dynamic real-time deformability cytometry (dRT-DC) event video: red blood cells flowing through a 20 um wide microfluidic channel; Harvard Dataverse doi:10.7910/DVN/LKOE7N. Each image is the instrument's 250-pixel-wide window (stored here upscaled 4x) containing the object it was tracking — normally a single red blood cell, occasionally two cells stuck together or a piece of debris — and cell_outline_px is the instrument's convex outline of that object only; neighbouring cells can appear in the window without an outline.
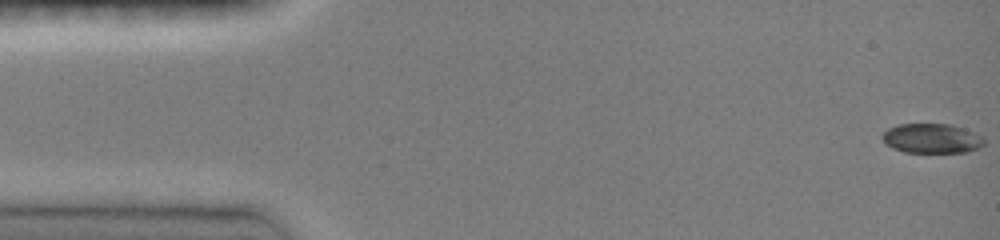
{"species": "common noctule bat (a hibernating species)", "species_latin": "Nyctalus noctula", "temperature_condition": "room temperature", "stored_images_in_passage": 47, "camera_frame_rate_fps": 3000, "um_per_image_px": 0.085, "animal": {"sex": "female", "body_mass_g": 19.0, "forearm_length_mm": 51.5}, "frame": {"image": 1, "passage_image": 1, "time_ms": 0.0, "image_size_px": [1000, 240], "cell_outline_px": [[984, 144], [980, 148], [964, 152], [904, 152], [892, 148], [884, 144], [884, 132], [888, 128], [896, 124], [952, 124], [964, 128], [980, 136], [984, 140]], "centroid_in_image_um": [79.19, 11.76], "position_along_channel_um": 5.8, "area_um2": 17.51}}
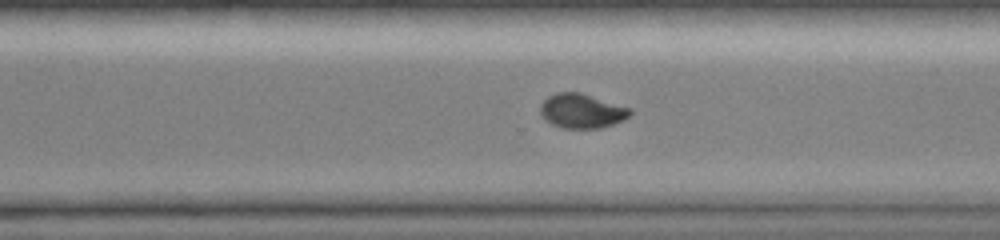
{"frame": {"image": 2, "passage_image": 33, "time_ms": 10.667, "image_size_px": [1000, 240], "cell_outline_px": [[632, 112], [624, 120], [600, 128], [564, 128], [552, 124], [540, 112], [540, 104], [548, 96], [556, 92], [580, 92], [632, 108]], "centroid_in_image_um": [49.47, 9.42], "position_along_channel_um": 321.1, "area_um2": 17.92}}
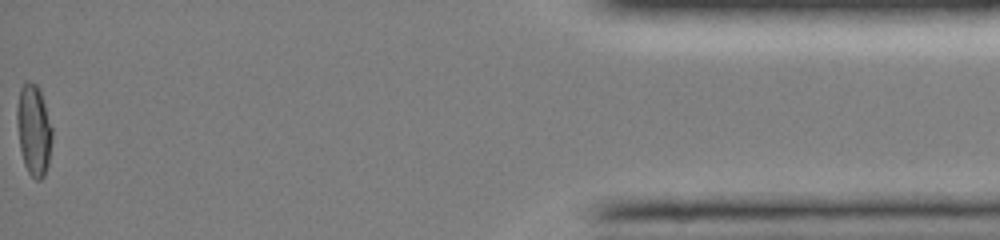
{"frame": {"image": 3, "passage_image": 47, "time_ms": 15.333, "image_size_px": [1000, 240], "cell_outline_px": [[52, 140], [48, 164], [44, 176], [40, 180], [36, 180], [28, 172], [24, 164], [20, 148], [16, 120], [16, 108], [20, 88], [28, 80], [36, 84], [40, 88], [52, 128]], "centroid_in_image_um": [2.86, 11.03], "position_along_channel_um": 432.3, "area_um2": 18.79}, "authors_computed_cell_mechanics": {"area_um2": 18.4382, "velocity_mm_per_s": 4.1464, "shape_relaxation_time_tau1_ms": 8.0602, "shape_relaxation_time_tau2_ms": null, "deformation_change_tau1": 0.2086, "deformation_change_tau2": null}}